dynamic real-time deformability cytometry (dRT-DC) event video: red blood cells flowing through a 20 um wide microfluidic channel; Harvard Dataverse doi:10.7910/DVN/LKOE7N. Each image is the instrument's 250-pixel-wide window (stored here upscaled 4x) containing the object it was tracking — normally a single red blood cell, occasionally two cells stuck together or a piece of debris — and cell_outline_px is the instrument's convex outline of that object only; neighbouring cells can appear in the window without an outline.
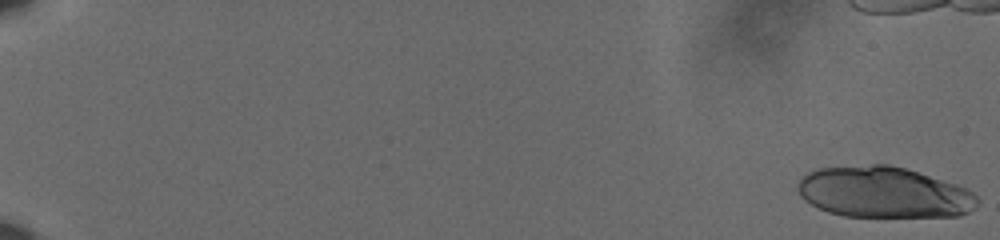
{"species": "human", "species_latin": "Homo sapiens", "temperature_condition": "cold", "stored_images_in_passage": 25, "camera_frame_rate_fps": 3000, "um_per_image_px": 0.085, "donor": {"sex": "male"}, "frame": {"image": 1, "passage_image": 1, "time_ms": 0.0, "image_size_px": [1000, 240], "cell_outline_px": [[980, 200], [976, 208], [960, 216], [844, 216], [828, 212], [804, 200], [800, 196], [796, 188], [796, 184], [808, 172], [820, 168], [872, 164], [888, 164], [904, 168], [956, 184], [968, 188]], "centroid_in_image_um": [75.13, 16.35], "position_along_channel_um": 9.9, "area_um2": 53.41}}